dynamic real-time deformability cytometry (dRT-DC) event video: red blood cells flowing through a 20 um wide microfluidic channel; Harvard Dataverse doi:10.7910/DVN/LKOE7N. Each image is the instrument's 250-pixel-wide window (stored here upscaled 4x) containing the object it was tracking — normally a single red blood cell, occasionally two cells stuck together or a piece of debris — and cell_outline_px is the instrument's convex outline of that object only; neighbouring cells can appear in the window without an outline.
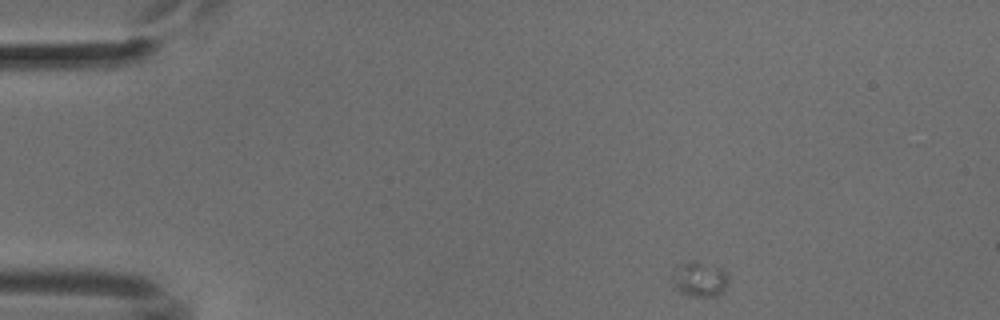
{"species": "common noctule bat (a hibernating species)", "species_latin": "Nyctalus noctula", "temperature_condition": "cold", "stored_images_in_passage": 8, "camera_frame_rate_fps": 3000, "um_per_image_px": 0.085, "animal": {"sex": "male", "body_mass_g": 18.8}, "frame": {"image": 1, "passage_image": 1, "time_ms": 0.0, "image_size_px": [1000, 320], "cell_outline_px": [[728, 284], [724, 296], [688, 296], [672, 288], [672, 272], [676, 268], [688, 260], [696, 260], [724, 268], [728, 272]], "centroid_in_image_um": [59.51, 23.74], "position_along_channel_um": 25.5, "area_um2": 12.2}}